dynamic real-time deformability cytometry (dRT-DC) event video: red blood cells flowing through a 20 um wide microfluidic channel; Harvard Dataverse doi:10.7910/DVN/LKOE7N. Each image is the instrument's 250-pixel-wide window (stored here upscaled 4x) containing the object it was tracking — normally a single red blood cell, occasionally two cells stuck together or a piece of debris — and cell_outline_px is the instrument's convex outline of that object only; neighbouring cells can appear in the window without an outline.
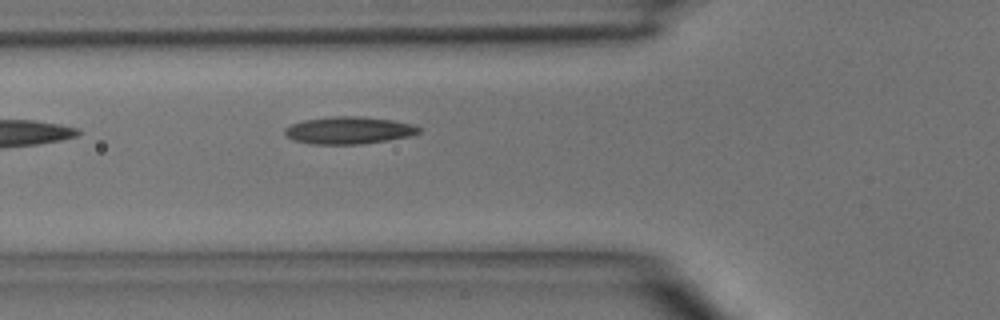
{"species": "common noctule bat (a hibernating species)", "species_latin": "Nyctalus noctula", "temperature_condition": "room temperature", "stored_images_in_passage": 2, "camera_frame_rate_fps": 3000, "um_per_image_px": 0.085, "animal": {"sex": "male", "body_mass_g": 15.6}, "frame": {"image": 1, "passage_image": 2, "time_ms": 1.333, "image_size_px": [1000, 320], "cell_outline_px": [[420, 132], [412, 136], [388, 140], [360, 144], [312, 144], [296, 140], [288, 136], [284, 132], [284, 128], [292, 124], [304, 120], [332, 116], [360, 116], [392, 120], [412, 124], [420, 128]], "centroid_in_image_um": [29.67, 11.07], "position_along_channel_um": 96.1, "area_um2": 21.21}}